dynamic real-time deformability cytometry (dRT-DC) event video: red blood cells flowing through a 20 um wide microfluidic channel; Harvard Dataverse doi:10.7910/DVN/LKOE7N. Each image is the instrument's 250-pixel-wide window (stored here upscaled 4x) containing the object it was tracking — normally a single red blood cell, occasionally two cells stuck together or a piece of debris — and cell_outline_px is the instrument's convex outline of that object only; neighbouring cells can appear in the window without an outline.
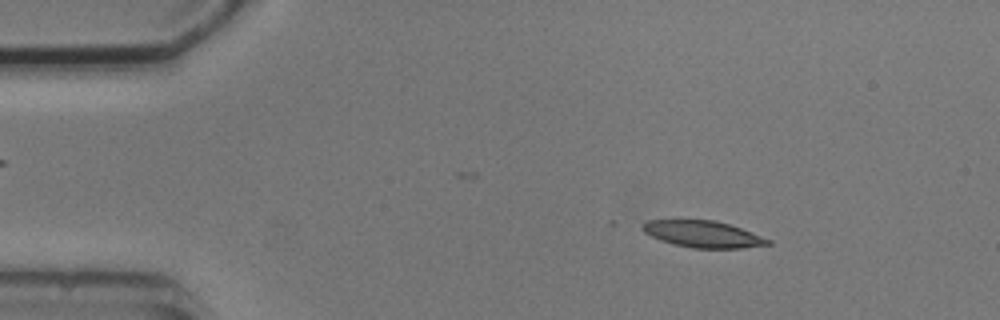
{"species": "common noctule bat (a hibernating species)", "species_latin": "Nyctalus noctula", "temperature_condition": "cold", "stored_images_in_passage": 4, "camera_frame_rate_fps": 3000, "um_per_image_px": 0.085, "animal": {"sex": "male", "body_mass_g": 20.5, "forearm_length_mm": 52.5}, "frame": {"image": 1, "passage_image": 2, "time_ms": 1.0, "image_size_px": [1000, 320], "cell_outline_px": [[772, 244], [744, 248], [692, 248], [660, 240], [644, 232], [640, 228], [648, 220], [716, 220], [740, 228], [772, 240]], "centroid_in_image_um": [59.77, 19.9], "position_along_channel_um": 25.2, "area_um2": 19.31}}